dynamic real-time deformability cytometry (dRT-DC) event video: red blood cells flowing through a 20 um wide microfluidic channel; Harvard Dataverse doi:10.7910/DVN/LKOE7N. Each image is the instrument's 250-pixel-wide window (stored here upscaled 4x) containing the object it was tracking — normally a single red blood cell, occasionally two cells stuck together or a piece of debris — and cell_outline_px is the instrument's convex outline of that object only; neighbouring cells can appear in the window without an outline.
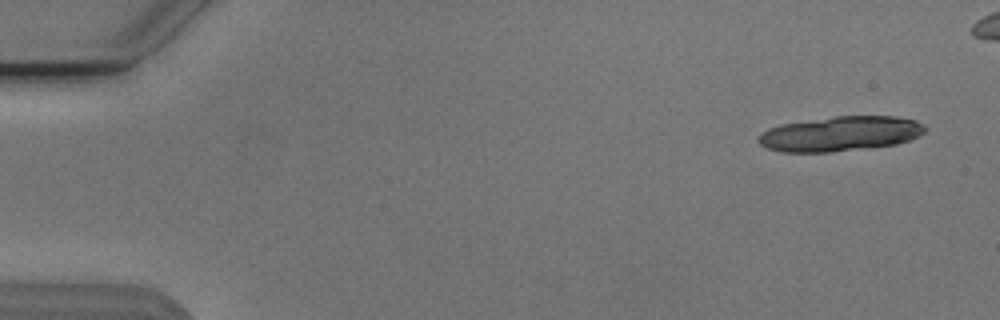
{"species": "Egyptian fruit bat (a non-hibernating species)", "species_latin": "Rousettus aegyptiacus", "temperature_condition": "cold", "stored_images_in_passage": 17, "camera_frame_rate_fps": 3000, "um_per_image_px": 0.085, "animal": {"sex": "male"}, "frame": {"image": 1, "passage_image": 1, "time_ms": 0.0, "image_size_px": [1000, 320], "cell_outline_px": [[928, 128], [920, 136], [896, 144], [828, 152], [780, 152], [768, 148], [760, 144], [756, 140], [760, 132], [768, 128], [780, 124], [836, 116], [896, 116], [916, 120], [924, 124]], "centroid_in_image_um": [71.41, 11.36], "position_along_channel_um": 13.6, "area_um2": 33.93}}